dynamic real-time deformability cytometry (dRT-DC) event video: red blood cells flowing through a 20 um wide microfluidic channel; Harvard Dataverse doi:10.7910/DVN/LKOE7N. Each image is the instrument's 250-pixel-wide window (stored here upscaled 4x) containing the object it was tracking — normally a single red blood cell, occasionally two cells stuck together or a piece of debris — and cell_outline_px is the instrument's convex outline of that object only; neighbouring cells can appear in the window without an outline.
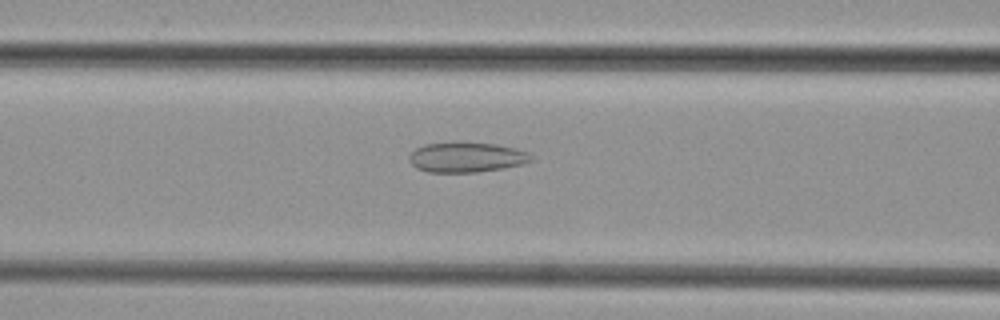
{"species": "common noctule bat (a hibernating species)", "species_latin": "Nyctalus noctula", "temperature_condition": "cold", "stored_images_in_passage": 49, "camera_frame_rate_fps": 3000, "um_per_image_px": 0.085, "animal": {"sex": "female", "body_mass_g": 29.2, "forearm_length_mm": 56.3}, "frame": {"image": 1, "passage_image": 20, "time_ms": 6.333, "image_size_px": [1000, 320], "cell_outline_px": [[532, 160], [520, 164], [504, 168], [476, 172], [428, 172], [416, 168], [408, 160], [408, 156], [416, 148], [424, 144], [496, 144], [516, 148], [528, 152], [532, 156]], "centroid_in_image_um": [39.64, 13.39], "position_along_channel_um": 127.0, "area_um2": 20.81}}
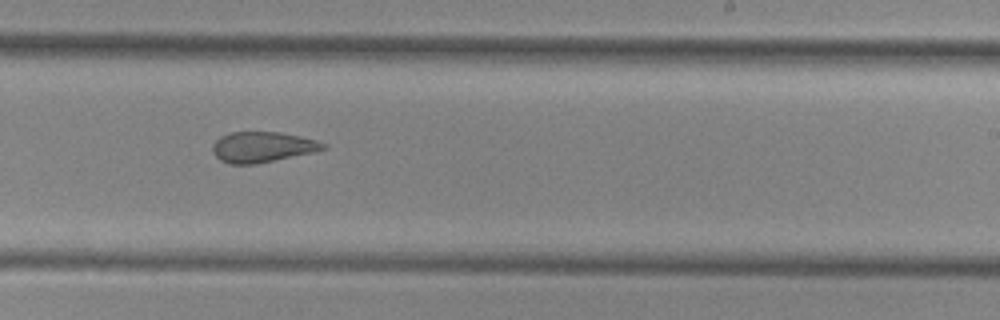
{"frame": {"image": 2, "passage_image": 30, "time_ms": 9.667, "image_size_px": [1000, 320], "cell_outline_px": [[328, 148], [312, 152], [256, 164], [228, 164], [220, 160], [212, 152], [212, 144], [220, 136], [232, 132], [280, 132], [300, 136], [316, 140], [328, 144]], "centroid_in_image_um": [22.29, 12.49], "position_along_channel_um": 266.7, "area_um2": 19.71}}
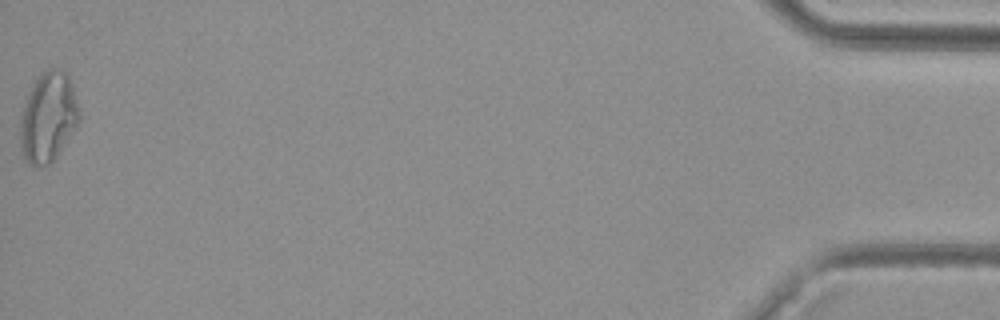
{"frame": {"image": 3, "passage_image": 49, "time_ms": 16.0, "image_size_px": [1000, 320], "cell_outline_px": [[80, 120], [56, 156], [48, 164], [32, 164], [24, 156], [20, 136], [20, 120], [24, 104], [28, 92], [36, 80], [48, 68], [60, 68], [68, 72], [72, 84], [80, 112]], "centroid_in_image_um": [4.12, 9.88], "position_along_channel_um": 431.1, "area_um2": 30.29}}